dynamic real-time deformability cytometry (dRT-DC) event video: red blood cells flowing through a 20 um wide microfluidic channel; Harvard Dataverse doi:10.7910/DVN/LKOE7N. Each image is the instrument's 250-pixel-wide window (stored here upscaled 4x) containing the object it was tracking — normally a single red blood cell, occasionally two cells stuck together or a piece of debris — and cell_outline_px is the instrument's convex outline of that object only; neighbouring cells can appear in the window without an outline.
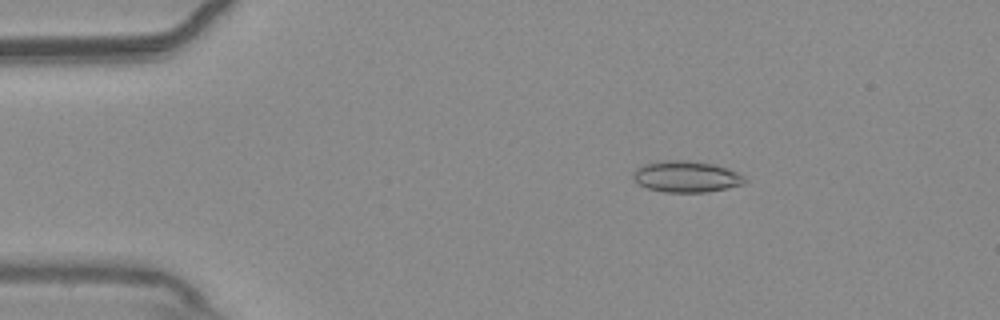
{"species": "common noctule bat (a hibernating species)", "species_latin": "Nyctalus noctula", "temperature_condition": "warm", "stored_images_in_passage": 51, "camera_frame_rate_fps": 3000, "um_per_image_px": 0.085, "animal": {"sex": "male", "body_mass_g": 20.4}, "frame": {"image": 1, "passage_image": 5, "time_ms": 1.333, "image_size_px": [1000, 320], "cell_outline_px": [[748, 180], [744, 184], [728, 188], [708, 192], [664, 192], [648, 188], [640, 184], [632, 176], [632, 172], [636, 168], [644, 164], [656, 160], [688, 160], [712, 164], [728, 168], [744, 176]], "centroid_in_image_um": [58.34, 15.0], "position_along_channel_um": 26.7, "area_um2": 20.52}}
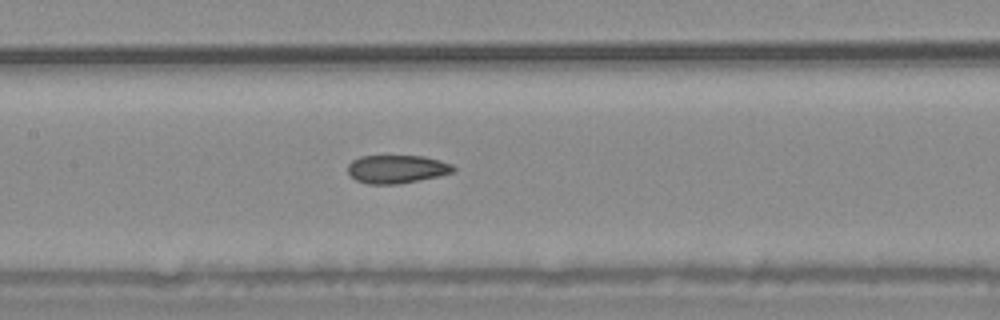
{"frame": {"image": 2, "passage_image": 22, "time_ms": 7.0, "image_size_px": [1000, 320], "cell_outline_px": [[456, 168], [452, 172], [440, 176], [400, 184], [368, 184], [356, 180], [348, 172], [348, 164], [352, 160], [360, 156], [424, 156], [440, 160], [452, 164]], "centroid_in_image_um": [33.74, 14.37], "position_along_channel_um": 173.7, "area_um2": 17.46}}
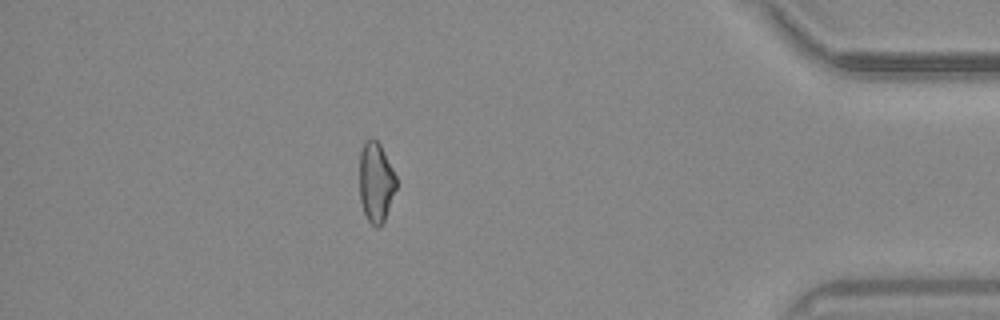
{"frame": {"image": 3, "passage_image": 44, "time_ms": 14.333, "image_size_px": [1000, 320], "cell_outline_px": [[396, 188], [384, 220], [376, 228], [368, 220], [364, 212], [360, 200], [360, 152], [364, 140], [372, 136], [380, 144], [396, 176]], "centroid_in_image_um": [31.94, 15.44], "position_along_channel_um": 403.3, "area_um2": 16.99}, "authors_computed_cell_mechanics": {"area_um2": 17.918, "velocity_mm_per_s": 3.7227, "shape_relaxation_time_tau1_ms": null, "shape_relaxation_time_tau2_ms": 2.4778, "deformation_change_tau1": null, "deformation_change_tau2": 0.0779}}